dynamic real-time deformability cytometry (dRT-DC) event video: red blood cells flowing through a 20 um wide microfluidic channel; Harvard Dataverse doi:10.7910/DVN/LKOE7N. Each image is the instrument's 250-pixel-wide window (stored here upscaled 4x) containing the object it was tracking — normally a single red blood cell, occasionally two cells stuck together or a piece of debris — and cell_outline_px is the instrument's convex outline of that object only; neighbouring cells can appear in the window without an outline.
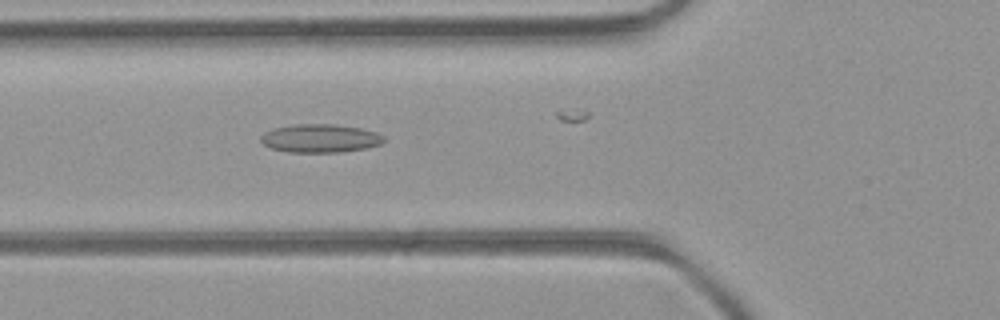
{"species": "common noctule bat (a hibernating species)", "species_latin": "Nyctalus noctula", "temperature_condition": "room temperature", "stored_images_in_passage": 28, "camera_frame_rate_fps": 3000, "um_per_image_px": 0.085, "animal": {"sex": "female", "body_mass_g": 21.9}, "frame": {"image": 1, "passage_image": 8, "time_ms": 2.333, "image_size_px": [1000, 320], "cell_outline_px": [[384, 140], [380, 144], [368, 148], [340, 152], [288, 152], [272, 148], [264, 144], [260, 140], [260, 136], [264, 132], [272, 128], [296, 124], [332, 124], [360, 128], [376, 132], [384, 136]], "centroid_in_image_um": [27.2, 11.75], "position_along_channel_um": 98.6, "area_um2": 20.35}}
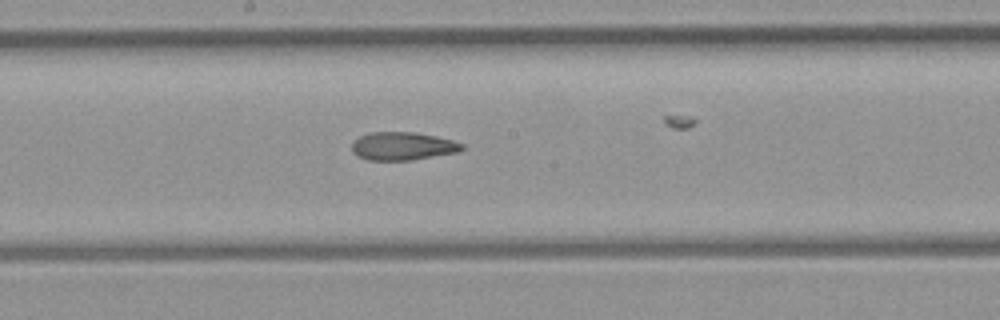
{"frame": {"image": 2, "passage_image": 16, "time_ms": 5.0, "image_size_px": [1000, 320], "cell_outline_px": [[464, 148], [456, 152], [412, 160], [368, 160], [356, 156], [352, 152], [352, 140], [368, 132], [416, 132], [436, 136], [452, 140], [464, 144]], "centroid_in_image_um": [34.18, 12.41], "position_along_channel_um": 214.0, "area_um2": 18.15}}
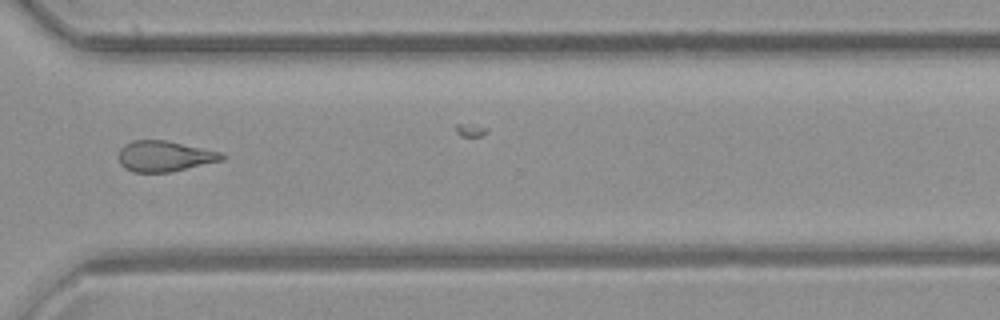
{"frame": {"image": 3, "passage_image": 26, "time_ms": 8.333, "image_size_px": [1000, 320], "cell_outline_px": [[224, 160], [172, 172], [132, 172], [124, 168], [120, 164], [120, 148], [124, 144], [132, 140], [164, 140], [220, 152], [224, 156]], "centroid_in_image_um": [13.96, 13.29], "position_along_channel_um": 356.6, "area_um2": 18.38}}